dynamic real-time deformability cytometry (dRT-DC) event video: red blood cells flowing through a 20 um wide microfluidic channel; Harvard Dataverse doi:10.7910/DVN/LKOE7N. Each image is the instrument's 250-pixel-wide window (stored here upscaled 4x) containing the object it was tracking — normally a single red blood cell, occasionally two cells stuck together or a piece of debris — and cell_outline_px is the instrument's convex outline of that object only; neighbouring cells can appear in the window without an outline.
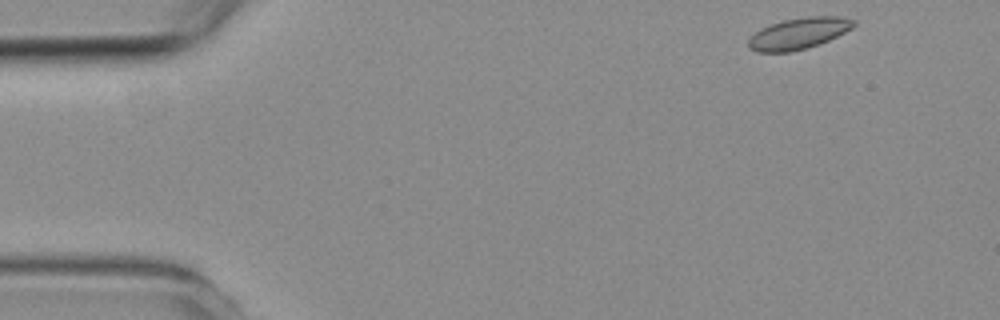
{"species": "common noctule bat (a hibernating species)", "species_latin": "Nyctalus noctula", "temperature_condition": "room temperature", "stored_images_in_passage": 3, "camera_frame_rate_fps": 3000, "um_per_image_px": 0.085, "animal": {"sex": "female", "body_mass_g": 19.3, "forearm_length_mm": 54.1}, "frame": {"image": 1, "passage_image": 1, "time_ms": 0.0, "image_size_px": [1000, 320], "cell_outline_px": [[856, 24], [852, 28], [820, 44], [788, 52], [756, 52], [748, 48], [748, 40], [760, 28], [784, 20], [808, 16], [840, 16], [856, 20]], "centroid_in_image_um": [67.89, 2.84], "position_along_channel_um": 17.1, "area_um2": 19.07}}
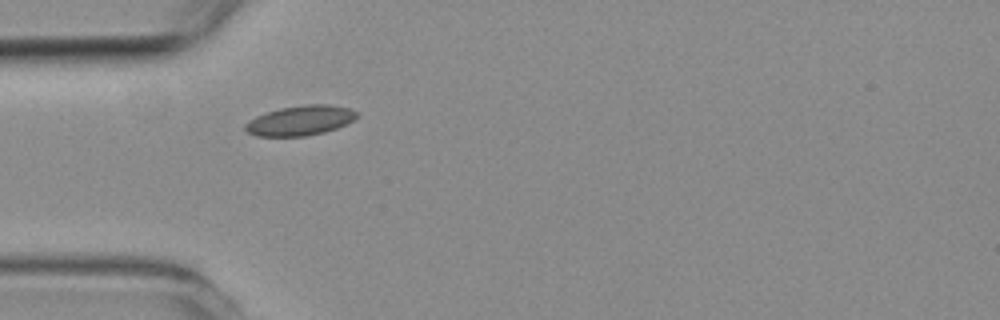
{"frame": {"image": 2, "passage_image": 3, "time_ms": 3.667, "image_size_px": [1000, 320], "cell_outline_px": [[360, 116], [336, 128], [324, 132], [304, 136], [256, 136], [248, 132], [244, 128], [244, 124], [256, 116], [280, 108], [304, 104], [328, 104], [348, 108], [360, 112]], "centroid_in_image_um": [25.54, 10.23], "position_along_channel_um": 59.5, "area_um2": 19.36}}